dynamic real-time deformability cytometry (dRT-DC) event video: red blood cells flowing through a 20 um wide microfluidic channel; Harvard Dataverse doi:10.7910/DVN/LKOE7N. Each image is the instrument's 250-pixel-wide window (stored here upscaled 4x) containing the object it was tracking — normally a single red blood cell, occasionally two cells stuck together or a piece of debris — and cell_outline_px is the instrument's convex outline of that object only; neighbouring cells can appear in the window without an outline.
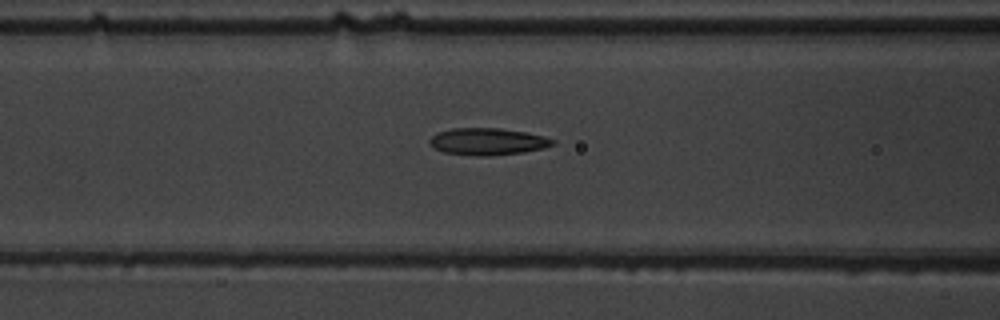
{"species": "common noctule bat (a hibernating species)", "species_latin": "Nyctalus noctula", "temperature_condition": "warm", "stored_images_in_passage": 43, "camera_frame_rate_fps": 3000, "um_per_image_px": 0.085, "animal": {"sex": "male", "body_mass_g": 19.5, "forearm_length_mm": 54.6}, "frame": {"image": 1, "passage_image": 12, "time_ms": 3.667, "image_size_px": [1000, 320], "cell_outline_px": [[556, 144], [544, 148], [524, 152], [488, 156], [476, 156], [444, 152], [436, 148], [428, 140], [436, 132], [452, 128], [500, 128], [524, 132], [544, 136], [556, 140]], "centroid_in_image_um": [41.48, 12.03], "position_along_channel_um": 125.1, "area_um2": 19.36}}
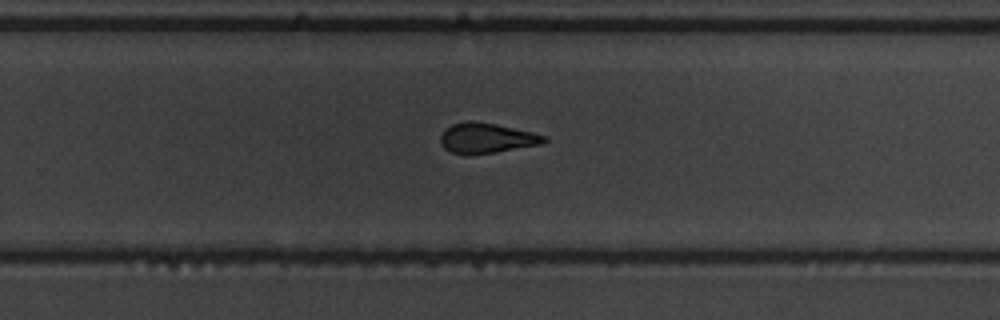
{"frame": {"image": 2, "passage_image": 25, "time_ms": 8.0, "image_size_px": [1000, 320], "cell_outline_px": [[548, 140], [540, 144], [496, 152], [468, 156], [452, 152], [444, 148], [440, 144], [440, 136], [452, 124], [468, 120], [476, 120], [496, 124], [532, 132], [548, 136]], "centroid_in_image_um": [41.35, 11.74], "position_along_channel_um": 288.5, "area_um2": 18.38}}
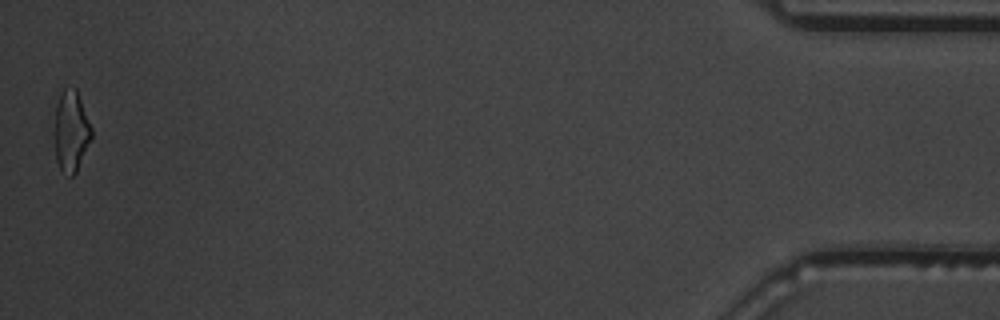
{"frame": {"image": 3, "passage_image": 43, "time_ms": 14.0, "image_size_px": [1000, 320], "cell_outline_px": [[92, 140], [76, 172], [72, 176], [68, 176], [60, 168], [56, 160], [52, 136], [56, 104], [60, 92], [64, 88], [76, 88], [92, 128]], "centroid_in_image_um": [6.01, 11.16], "position_along_channel_um": 429.2, "area_um2": 18.09}, "authors_computed_cell_mechanics": {"area_um2": 18.496, "velocity_mm_per_s": 3.7719, "shape_relaxation_time_tau1_ms": null, "shape_relaxation_time_tau2_ms": 2.009, "deformation_change_tau1": null, "deformation_change_tau2": 0.1102}}